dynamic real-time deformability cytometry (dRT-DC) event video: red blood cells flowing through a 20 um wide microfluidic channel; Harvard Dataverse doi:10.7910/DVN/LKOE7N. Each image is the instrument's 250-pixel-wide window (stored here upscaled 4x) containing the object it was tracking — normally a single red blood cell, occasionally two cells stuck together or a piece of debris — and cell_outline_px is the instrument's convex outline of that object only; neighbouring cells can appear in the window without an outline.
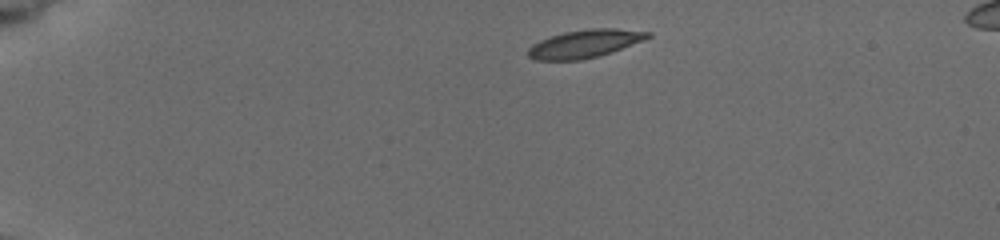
{"species": "common noctule bat (a hibernating species)", "species_latin": "Nyctalus noctula", "temperature_condition": "cold", "stored_images_in_passage": 3, "camera_frame_rate_fps": 3000, "um_per_image_px": 0.085, "animal": {"sex": "female", "body_mass_g": 19.5, "forearm_length_mm": 54.1}, "frame": {"image": 1, "passage_image": 1, "time_ms": 0.0, "image_size_px": [1000, 240], "cell_outline_px": [[652, 36], [644, 40], [612, 52], [600, 56], [580, 60], [536, 60], [528, 56], [528, 48], [532, 44], [540, 40], [564, 32], [588, 28], [616, 28], [652, 32]], "centroid_in_image_um": [49.73, 3.71], "position_along_channel_um": 35.3, "area_um2": 19.65}}